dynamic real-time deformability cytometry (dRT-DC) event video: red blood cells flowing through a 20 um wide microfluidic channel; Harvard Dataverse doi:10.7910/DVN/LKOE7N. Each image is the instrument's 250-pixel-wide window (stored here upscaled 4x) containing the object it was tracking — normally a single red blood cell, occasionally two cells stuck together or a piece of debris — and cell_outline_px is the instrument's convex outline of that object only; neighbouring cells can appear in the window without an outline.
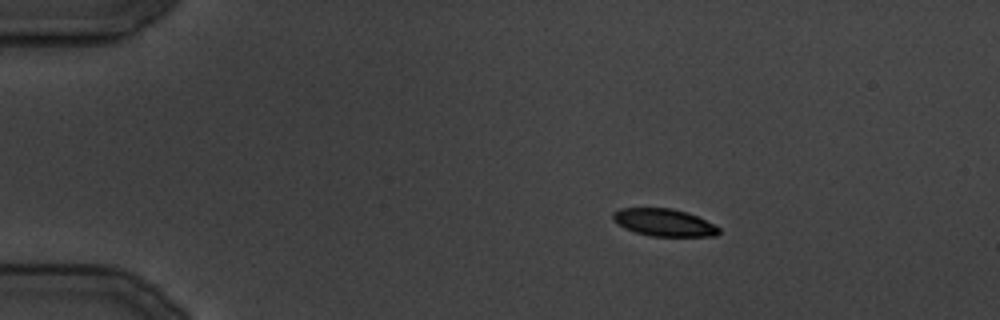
{"species": "common noctule bat (a hibernating species)", "species_latin": "Nyctalus noctula", "temperature_condition": "cold", "stored_images_in_passage": 6, "camera_frame_rate_fps": 3000, "um_per_image_px": 0.085, "animal": {"sex": "male", "body_mass_g": 19.5, "forearm_length_mm": 54.6}, "frame": {"image": 1, "passage_image": 1, "time_ms": 0.0, "image_size_px": [1000, 320], "cell_outline_px": [[720, 232], [716, 236], [652, 236], [636, 232], [624, 228], [612, 220], [612, 212], [620, 208], [672, 208], [688, 212], [720, 228]], "centroid_in_image_um": [56.4, 18.9], "position_along_channel_um": 28.6, "area_um2": 16.88}}